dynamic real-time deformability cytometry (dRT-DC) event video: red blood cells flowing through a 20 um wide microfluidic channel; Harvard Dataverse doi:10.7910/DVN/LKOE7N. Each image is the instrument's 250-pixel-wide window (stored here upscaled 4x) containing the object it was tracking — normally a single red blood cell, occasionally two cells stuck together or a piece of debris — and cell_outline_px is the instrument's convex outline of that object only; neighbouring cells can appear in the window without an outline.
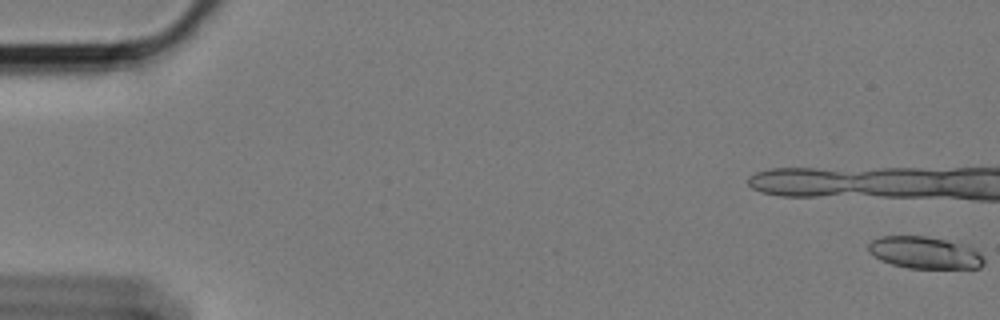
{"species": "Egyptian fruit bat (a non-hibernating species)", "species_latin": "Rousettus aegyptiacus", "temperature_condition": "cold", "stored_images_in_passage": 12, "camera_frame_rate_fps": 3000, "um_per_image_px": 0.085, "animal": {"sex": "female"}, "frame": {"image": 1, "passage_image": 1, "time_ms": 0.0, "image_size_px": [1000, 320], "cell_outline_px": [[984, 264], [980, 268], [908, 268], [892, 264], [880, 260], [868, 252], [868, 244], [872, 240], [880, 236], [928, 236], [944, 240], [972, 248], [984, 260]], "centroid_in_image_um": [78.53, 21.48], "position_along_channel_um": 6.5, "area_um2": 21.27}}